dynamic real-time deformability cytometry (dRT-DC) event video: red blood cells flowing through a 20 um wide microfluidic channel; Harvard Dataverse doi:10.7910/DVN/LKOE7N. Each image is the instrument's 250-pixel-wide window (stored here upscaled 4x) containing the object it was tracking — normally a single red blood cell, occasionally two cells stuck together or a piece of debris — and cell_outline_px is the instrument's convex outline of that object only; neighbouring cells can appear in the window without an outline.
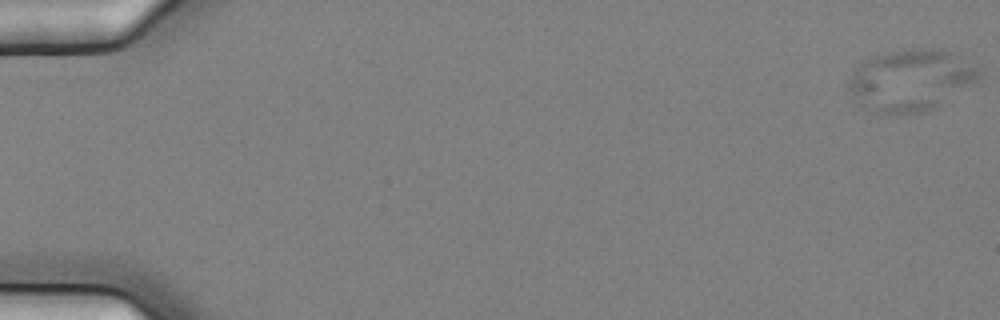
{"species": "common noctule bat (a hibernating species)", "species_latin": "Nyctalus noctula", "temperature_condition": "cold", "stored_images_in_passage": 6, "camera_frame_rate_fps": 3000, "um_per_image_px": 0.085, "animal": {"sex": "female", "body_mass_g": 25.1}, "frame": {"image": 1, "passage_image": 1, "time_ms": 0.0, "image_size_px": [1000, 320], "cell_outline_px": [[980, 76], [936, 108], [924, 112], [888, 116], [876, 112], [852, 100], [844, 84], [860, 64], [864, 60], [872, 56], [904, 48], [940, 48], [952, 52], [976, 68], [980, 72]], "centroid_in_image_um": [77.3, 6.83], "position_along_channel_um": 7.7, "area_um2": 47.05}}
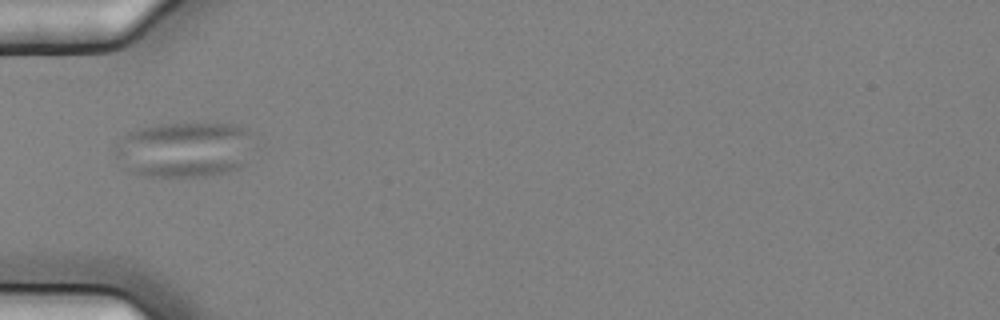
{"frame": {"image": 2, "passage_image": 6, "time_ms": 1.667, "image_size_px": [1000, 320], "cell_outline_px": [[260, 136], [256, 148], [244, 164], [240, 168], [228, 172], [204, 176], [144, 176], [132, 172], [116, 156], [116, 144], [128, 132], [140, 128], [160, 124], [232, 124], [244, 128]], "centroid_in_image_um": [15.84, 12.7], "position_along_channel_um": 69.2, "area_um2": 45.55}}